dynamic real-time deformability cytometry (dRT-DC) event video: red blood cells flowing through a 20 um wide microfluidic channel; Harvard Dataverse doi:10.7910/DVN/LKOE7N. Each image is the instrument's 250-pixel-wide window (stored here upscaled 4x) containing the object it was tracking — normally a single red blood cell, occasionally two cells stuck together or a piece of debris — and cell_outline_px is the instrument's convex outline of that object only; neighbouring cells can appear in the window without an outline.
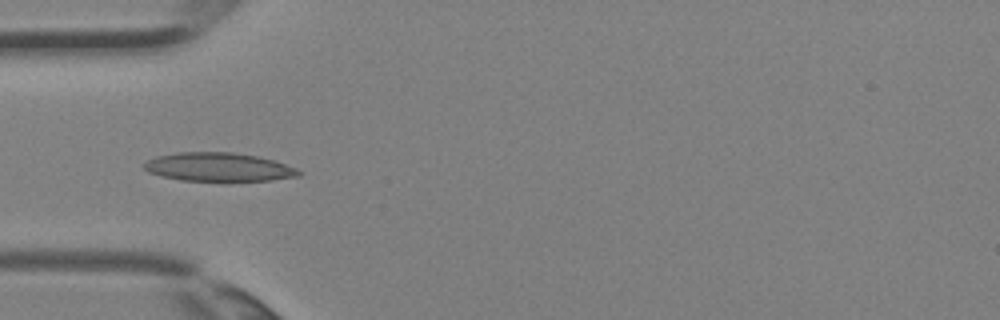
{"species": "Egyptian fruit bat (a non-hibernating species)", "species_latin": "Rousettus aegyptiacus", "temperature_condition": "room temperature", "stored_images_in_passage": 4, "camera_frame_rate_fps": 3000, "um_per_image_px": 0.085, "animal": {"sex": "female"}, "frame": {"image": 1, "passage_image": 4, "time_ms": 1.0, "image_size_px": [1000, 320], "cell_outline_px": [[300, 176], [272, 180], [180, 180], [160, 176], [148, 172], [144, 168], [144, 164], [148, 160], [156, 156], [176, 152], [232, 152], [260, 156], [296, 168], [300, 172]], "centroid_in_image_um": [18.55, 14.18], "position_along_channel_um": 66.5, "area_um2": 25.61}}